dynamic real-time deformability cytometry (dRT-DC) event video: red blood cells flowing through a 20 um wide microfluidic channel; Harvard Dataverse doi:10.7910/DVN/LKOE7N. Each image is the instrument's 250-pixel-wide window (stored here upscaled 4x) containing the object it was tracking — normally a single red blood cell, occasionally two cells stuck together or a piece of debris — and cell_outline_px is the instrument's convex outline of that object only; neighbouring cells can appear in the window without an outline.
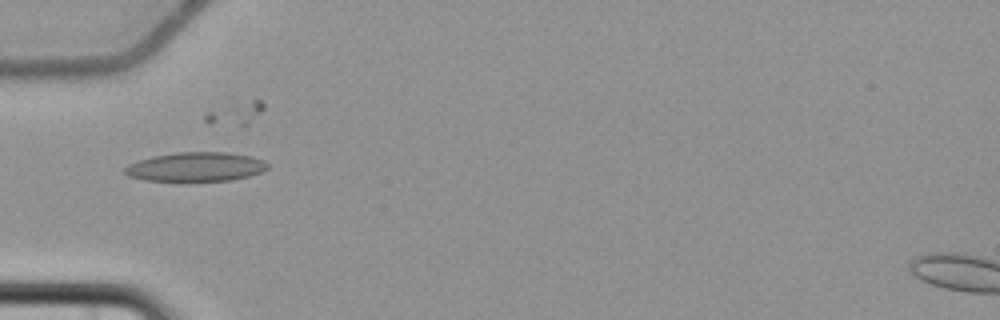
{"species": "common noctule bat (a hibernating species)", "species_latin": "Nyctalus noctula", "temperature_condition": "cold", "stored_images_in_passage": 10, "camera_frame_rate_fps": 3000, "um_per_image_px": 0.085, "animal": {"sex": "female", "body_mass_g": 22.7, "forearm_length_mm": 54.2}, "frame": {"image": 1, "passage_image": 6, "time_ms": 6.0, "image_size_px": [1000, 320], "cell_outline_px": [[268, 168], [260, 172], [248, 176], [232, 180], [144, 180], [128, 176], [124, 172], [124, 168], [128, 164], [152, 156], [176, 152], [228, 152], [252, 156], [264, 160], [268, 164]], "centroid_in_image_um": [16.65, 14.16], "position_along_channel_um": 68.3, "area_um2": 24.1}}
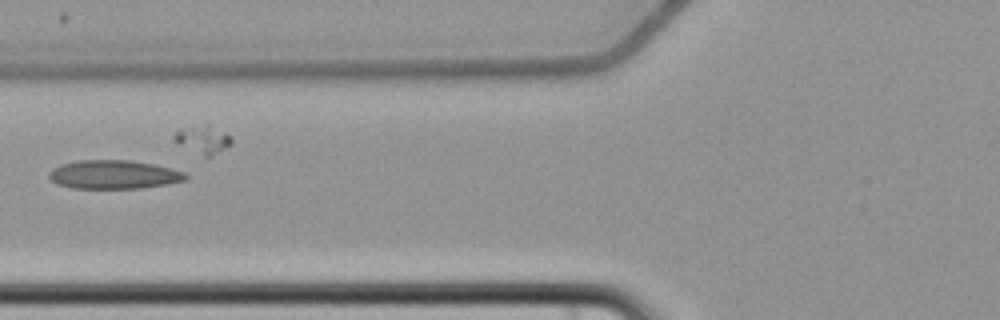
{"frame": {"image": 2, "passage_image": 7, "time_ms": 7.333, "image_size_px": [1000, 320], "cell_outline_px": [[188, 176], [184, 180], [168, 184], [140, 188], [72, 188], [56, 184], [48, 176], [48, 172], [52, 168], [60, 164], [76, 160], [132, 160], [152, 164], [184, 172]], "centroid_in_image_um": [9.61, 14.83], "position_along_channel_um": 116.2, "area_um2": 22.83}}